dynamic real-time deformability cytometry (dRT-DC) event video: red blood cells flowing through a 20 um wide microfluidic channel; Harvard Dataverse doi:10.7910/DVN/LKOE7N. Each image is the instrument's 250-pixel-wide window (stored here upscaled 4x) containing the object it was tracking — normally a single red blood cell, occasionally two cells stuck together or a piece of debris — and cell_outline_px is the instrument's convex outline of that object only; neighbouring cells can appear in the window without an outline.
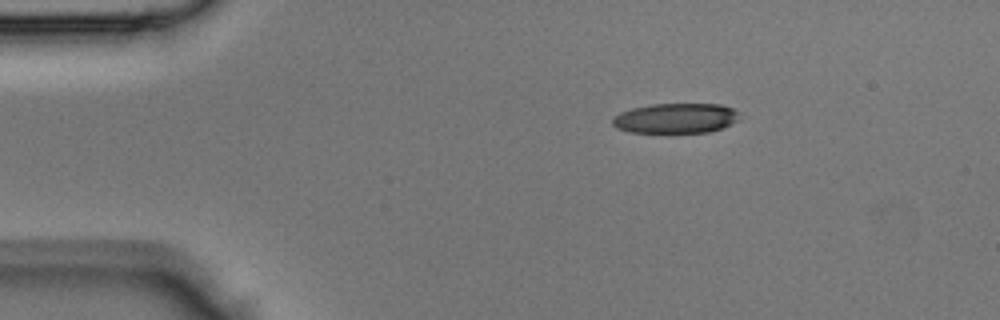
{"species": "Egyptian fruit bat (a non-hibernating species)", "species_latin": "Rousettus aegyptiacus", "temperature_condition": "room temperature", "stored_images_in_passage": 37, "camera_frame_rate_fps": 3000, "um_per_image_px": 0.085, "animal": {"sex": "male"}, "frame": {"image": 1, "passage_image": 1, "time_ms": 0.0, "image_size_px": [1000, 320], "cell_outline_px": [[736, 120], [720, 128], [708, 132], [628, 132], [616, 128], [612, 124], [612, 116], [620, 112], [632, 108], [652, 104], [720, 104], [732, 108], [736, 112]], "centroid_in_image_um": [57.33, 10.04], "position_along_channel_um": 27.7, "area_um2": 21.91}}
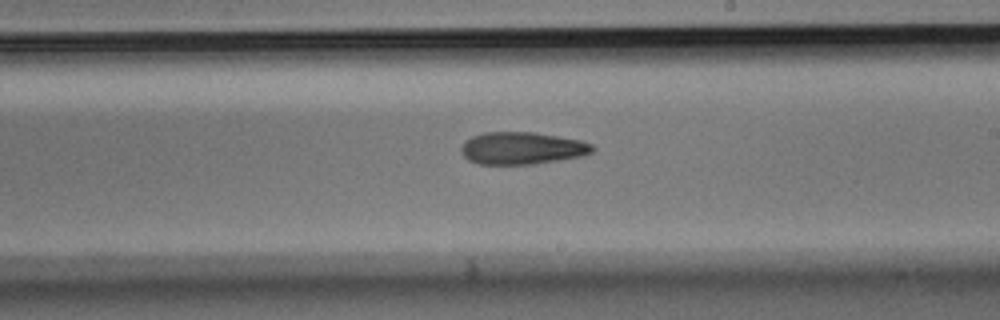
{"frame": {"image": 2, "passage_image": 19, "time_ms": 6.0, "image_size_px": [1000, 320], "cell_outline_px": [[596, 148], [592, 152], [584, 156], [536, 164], [480, 164], [468, 160], [464, 156], [460, 148], [464, 140], [472, 136], [484, 132], [532, 132], [580, 140], [592, 144]], "centroid_in_image_um": [44.37, 12.6], "position_along_channel_um": 244.6, "area_um2": 24.85}}
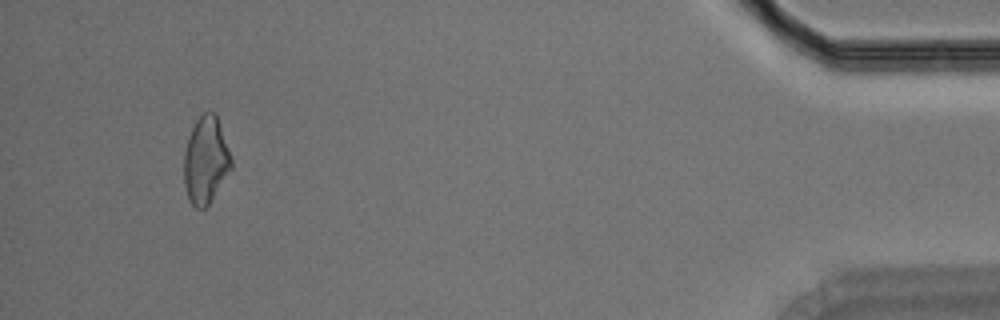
{"frame": {"image": 3, "passage_image": 35, "time_ms": 11.333, "image_size_px": [1000, 320], "cell_outline_px": [[232, 168], [208, 204], [204, 208], [196, 208], [188, 200], [184, 184], [184, 152], [192, 128], [196, 120], [204, 112], [216, 112], [232, 160]], "centroid_in_image_um": [17.48, 13.62], "position_along_channel_um": 417.7, "area_um2": 23.76}}